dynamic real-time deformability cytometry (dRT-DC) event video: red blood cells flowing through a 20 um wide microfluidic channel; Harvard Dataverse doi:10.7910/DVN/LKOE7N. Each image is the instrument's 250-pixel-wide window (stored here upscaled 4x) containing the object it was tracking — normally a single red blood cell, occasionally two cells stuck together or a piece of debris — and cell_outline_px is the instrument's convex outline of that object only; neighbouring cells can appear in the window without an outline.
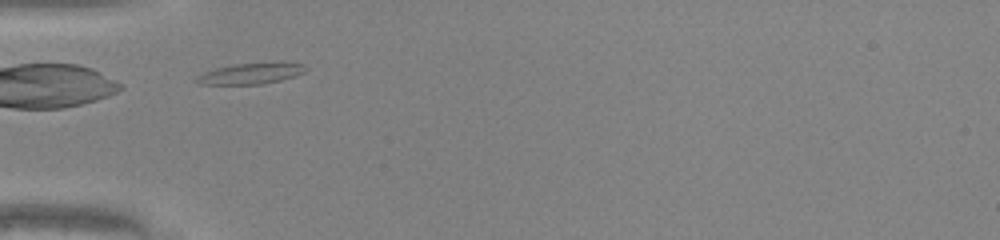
{"species": "common noctule bat (a hibernating species)", "species_latin": "Nyctalus noctula", "temperature_condition": "warm", "stored_images_in_passage": 27, "camera_frame_rate_fps": 3000, "um_per_image_px": 0.085, "animal": {"sex": "male", "body_mass_g": 20.0, "forearm_length_mm": 53.3}, "frame": {"image": 1, "passage_image": 1, "time_ms": 0.0, "image_size_px": [1000, 240], "cell_outline_px": [[308, 68], [304, 72], [296, 76], [280, 80], [260, 84], [196, 84], [196, 76], [204, 72], [216, 68], [232, 64], [280, 60], [304, 64]], "centroid_in_image_um": [21.39, 6.2], "position_along_channel_um": 63.6, "area_um2": 13.87}}
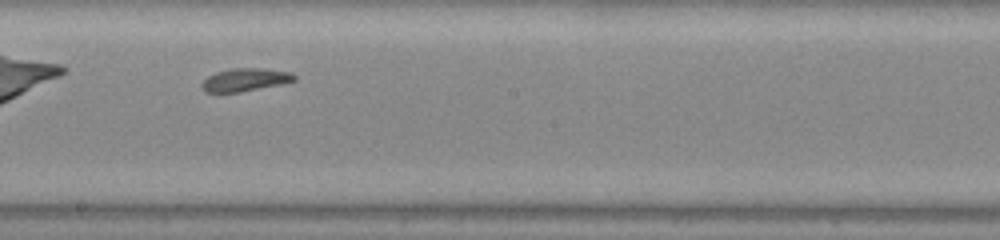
{"frame": {"image": 2, "passage_image": 13, "time_ms": 4.0, "image_size_px": [1000, 240], "cell_outline_px": [[296, 80], [280, 84], [240, 92], [204, 92], [200, 84], [208, 76], [216, 72], [232, 68], [260, 68], [288, 72], [296, 76]], "centroid_in_image_um": [20.79, 6.78], "position_along_channel_um": 227.4, "area_um2": 12.2}}
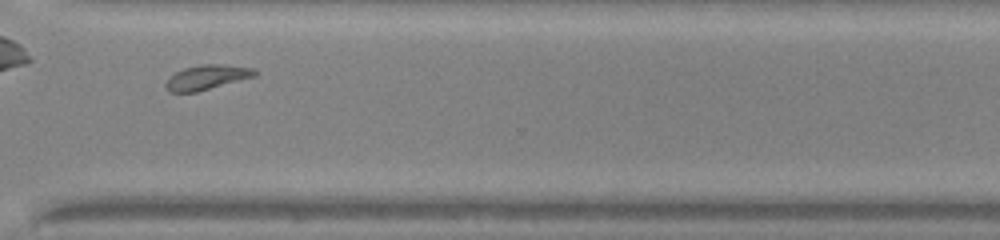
{"frame": {"image": 3, "passage_image": 22, "time_ms": 7.0, "image_size_px": [1000, 240], "cell_outline_px": [[260, 72], [256, 76], [196, 92], [168, 92], [164, 84], [168, 76], [184, 68], [204, 64], [220, 64], [252, 68]], "centroid_in_image_um": [17.56, 6.57], "position_along_channel_um": 353.0, "area_um2": 12.83}, "authors_computed_cell_mechanics": {"area_um2": 12.1958, "velocity_mm_per_s": 4.1723, "shape_relaxation_time_tau1_ms": 1.6962, "shape_relaxation_time_tau2_ms": 2.7913, "deformation_change_tau1": 0.1344, "deformation_change_tau2": 0.0983}}